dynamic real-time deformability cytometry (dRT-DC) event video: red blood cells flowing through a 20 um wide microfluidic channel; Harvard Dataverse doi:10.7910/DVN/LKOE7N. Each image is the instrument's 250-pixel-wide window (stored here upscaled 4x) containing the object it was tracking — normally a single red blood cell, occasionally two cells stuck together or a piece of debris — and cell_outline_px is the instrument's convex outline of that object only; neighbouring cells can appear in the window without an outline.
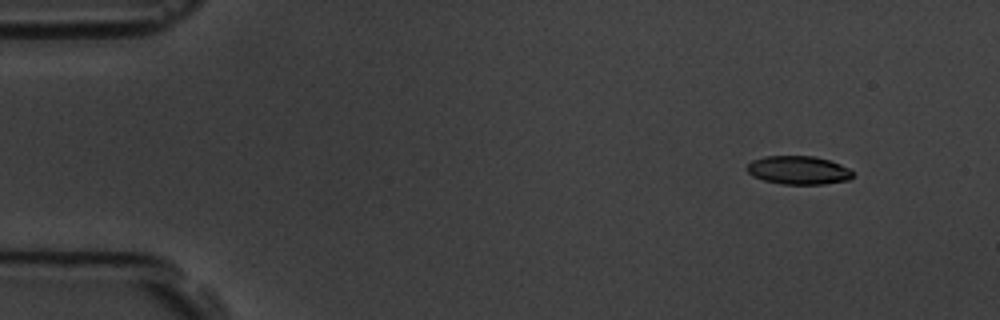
{"species": "common noctule bat (a hibernating species)", "species_latin": "Nyctalus noctula", "temperature_condition": "room temperature", "stored_images_in_passage": 4, "camera_frame_rate_fps": 3000, "um_per_image_px": 0.085, "animal": {"sex": "male", "body_mass_g": 19.5, "forearm_length_mm": 54.6}, "frame": {"image": 1, "passage_image": 1, "time_ms": 0.0, "image_size_px": [1000, 320], "cell_outline_px": [[852, 176], [848, 180], [824, 184], [784, 184], [764, 180], [752, 176], [744, 168], [752, 160], [764, 156], [812, 156], [828, 160], [840, 164], [848, 168], [852, 172]], "centroid_in_image_um": [67.82, 14.46], "position_along_channel_um": 17.2, "area_um2": 17.46}}
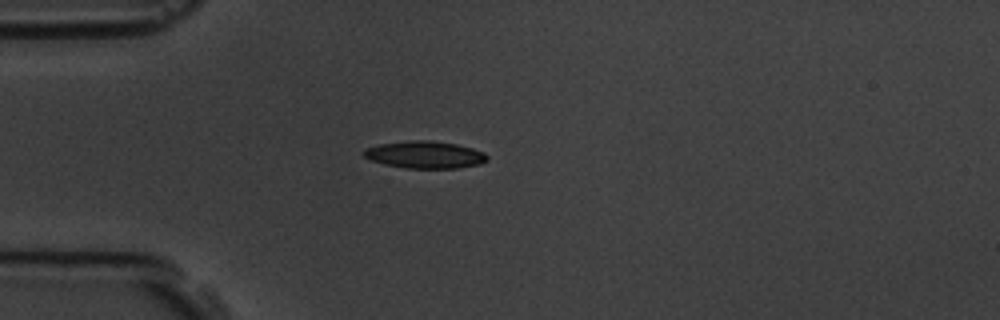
{"frame": {"image": 2, "passage_image": 4, "time_ms": 3.333, "image_size_px": [1000, 320], "cell_outline_px": [[488, 160], [480, 164], [456, 168], [404, 168], [384, 164], [372, 160], [364, 156], [360, 152], [364, 148], [380, 144], [408, 140], [432, 140], [456, 144], [472, 148], [484, 152], [488, 156]], "centroid_in_image_um": [36.1, 13.14], "position_along_channel_um": 48.9, "area_um2": 19.71}}